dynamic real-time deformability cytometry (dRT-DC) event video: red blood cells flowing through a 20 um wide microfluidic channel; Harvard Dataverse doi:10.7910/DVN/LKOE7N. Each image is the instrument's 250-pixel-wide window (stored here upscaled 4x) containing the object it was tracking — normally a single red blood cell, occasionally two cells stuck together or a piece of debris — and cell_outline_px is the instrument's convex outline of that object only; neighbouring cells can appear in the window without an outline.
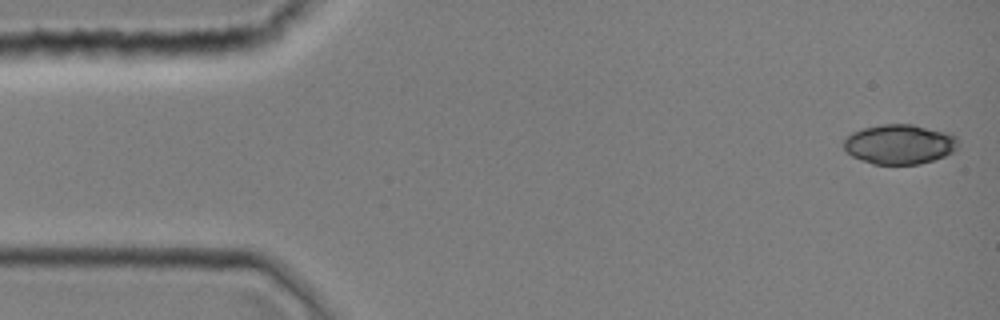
{"species": "common noctule bat (a hibernating species)", "species_latin": "Nyctalus noctula", "temperature_condition": "room temperature", "stored_images_in_passage": 43, "camera_frame_rate_fps": 3000, "um_per_image_px": 0.085, "animal": {"sex": "female", "body_mass_g": 19.0, "forearm_length_mm": 51.5}, "frame": {"image": 1, "passage_image": 1, "time_ms": 0.0, "image_size_px": [1000, 320], "cell_outline_px": [[956, 148], [952, 152], [944, 156], [920, 164], [872, 164], [860, 160], [852, 156], [844, 148], [844, 140], [852, 132], [864, 128], [880, 124], [912, 124], [944, 132], [956, 136]], "centroid_in_image_um": [76.42, 12.26], "position_along_channel_um": 8.6, "area_um2": 26.24}}
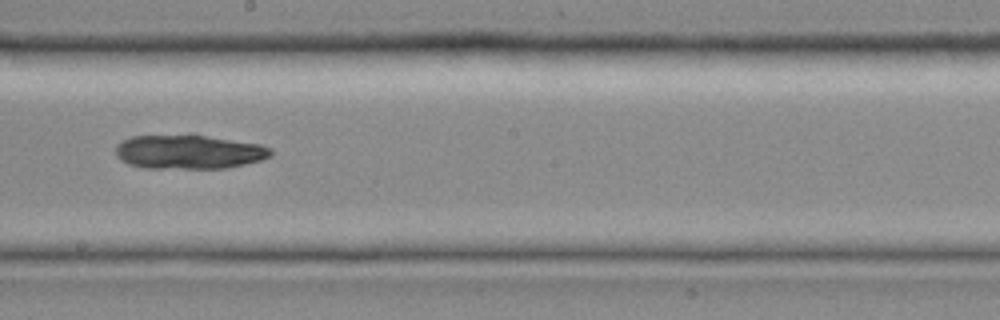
{"frame": {"image": 2, "passage_image": 24, "time_ms": 7.667, "image_size_px": [1000, 320], "cell_outline_px": [[272, 156], [260, 160], [244, 164], [224, 168], [144, 168], [128, 164], [120, 160], [116, 156], [116, 144], [132, 136], [204, 136], [260, 144], [272, 148]], "centroid_in_image_um": [16.04, 12.93], "position_along_channel_um": 232.2, "area_um2": 30.4}}
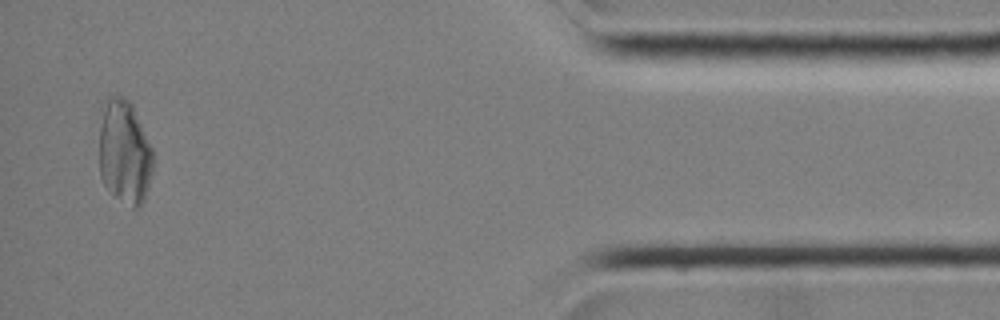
{"frame": {"image": 3, "passage_image": 41, "time_ms": 13.333, "image_size_px": [1000, 320], "cell_outline_px": [[152, 172], [144, 200], [140, 208], [132, 208], [112, 196], [104, 184], [100, 176], [100, 104], [108, 96], [120, 96], [128, 100], [132, 104], [152, 148]], "centroid_in_image_um": [10.55, 12.93], "position_along_channel_um": 424.6, "area_um2": 33.12}}